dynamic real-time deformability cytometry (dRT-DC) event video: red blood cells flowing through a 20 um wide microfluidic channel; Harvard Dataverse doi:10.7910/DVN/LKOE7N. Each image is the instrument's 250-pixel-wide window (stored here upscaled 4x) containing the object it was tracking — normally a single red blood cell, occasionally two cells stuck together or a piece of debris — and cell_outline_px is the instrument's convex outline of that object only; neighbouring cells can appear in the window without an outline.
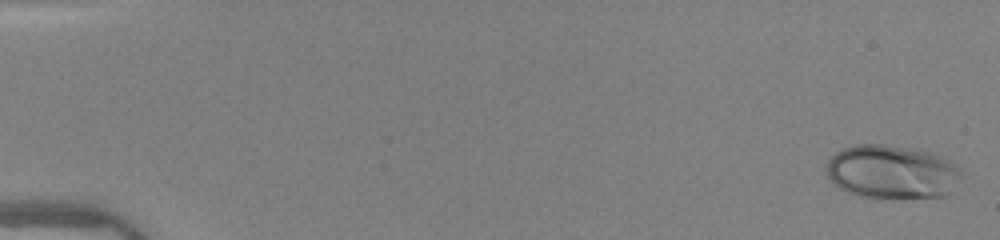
{"species": "human", "species_latin": "Homo sapiens", "temperature_condition": "warm", "stored_images_in_passage": 50, "camera_frame_rate_fps": 3000, "um_per_image_px": 0.085, "donor": {"sex": "female"}, "frame": {"image": 1, "passage_image": 1, "time_ms": 0.0, "image_size_px": [1000, 240], "cell_outline_px": [[968, 176], [952, 192], [944, 196], [856, 196], [832, 184], [828, 176], [828, 160], [836, 152], [844, 148], [856, 144], [884, 144], [908, 148], [928, 152], [940, 156], [964, 168]], "centroid_in_image_um": [75.92, 14.6], "position_along_channel_um": 9.1, "area_um2": 42.37}}
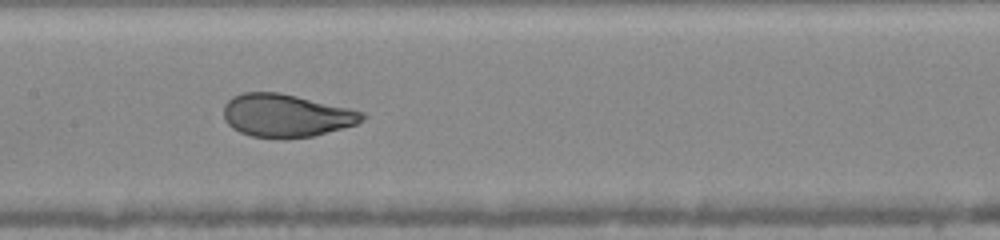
{"frame": {"image": 2, "passage_image": 26, "time_ms": 8.333, "image_size_px": [1000, 240], "cell_outline_px": [[368, 116], [364, 120], [356, 124], [312, 136], [252, 136], [240, 132], [232, 128], [224, 120], [224, 104], [232, 96], [244, 92], [280, 92], [348, 108], [364, 112]], "centroid_in_image_um": [24.31, 9.78], "position_along_channel_um": 183.1, "area_um2": 34.04}}
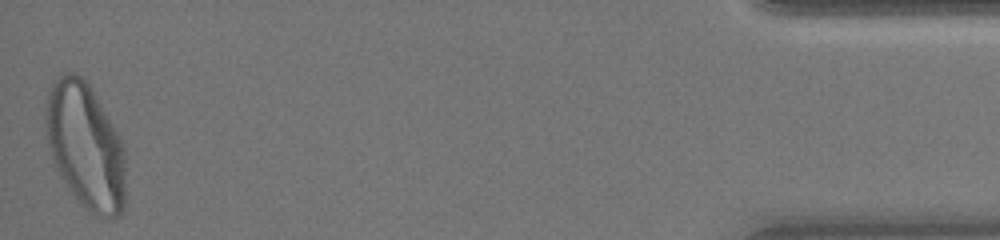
{"frame": {"image": 3, "passage_image": 50, "time_ms": 16.333, "image_size_px": [1000, 240], "cell_outline_px": [[124, 208], [120, 216], [112, 220], [100, 216], [92, 212], [72, 192], [56, 168], [48, 144], [44, 120], [44, 112], [48, 92], [52, 84], [64, 72], [76, 72], [88, 80], [116, 132], [124, 148]], "centroid_in_image_um": [7.25, 12.36], "position_along_channel_um": 428.0, "area_um2": 58.2}, "authors_computed_cell_mechanics": {"area_um2": 37.6856, "velocity_mm_per_s": 4.042, "shape_relaxation_time_tau1_ms": 3.3522, "shape_relaxation_time_tau2_ms": null, "deformation_change_tau1": 0.1672, "deformation_change_tau2": null}}